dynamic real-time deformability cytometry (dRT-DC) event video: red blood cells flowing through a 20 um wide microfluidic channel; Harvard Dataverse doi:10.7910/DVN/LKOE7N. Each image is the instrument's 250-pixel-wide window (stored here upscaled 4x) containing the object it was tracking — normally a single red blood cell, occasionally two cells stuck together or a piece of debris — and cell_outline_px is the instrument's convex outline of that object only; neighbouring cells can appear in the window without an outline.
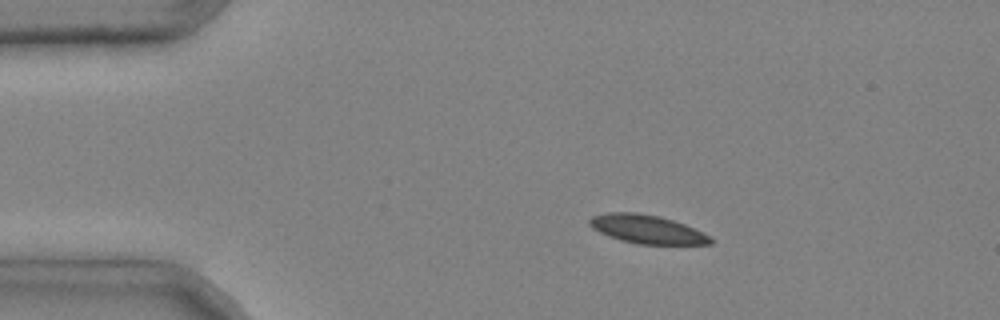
{"species": "common noctule bat (a hibernating species)", "species_latin": "Nyctalus noctula", "temperature_condition": "cold", "stored_images_in_passage": 3, "camera_frame_rate_fps": 3000, "um_per_image_px": 0.085, "animal": {"sex": "male", "body_mass_g": 20.4}, "frame": {"image": 1, "passage_image": 1, "time_ms": 0.0, "image_size_px": [1000, 320], "cell_outline_px": [[716, 240], [712, 244], [636, 244], [620, 240], [608, 236], [592, 228], [588, 224], [588, 220], [592, 216], [608, 212], [636, 212], [660, 216], [684, 224], [712, 236]], "centroid_in_image_um": [55.01, 19.49], "position_along_channel_um": 30.0, "area_um2": 20.35}}
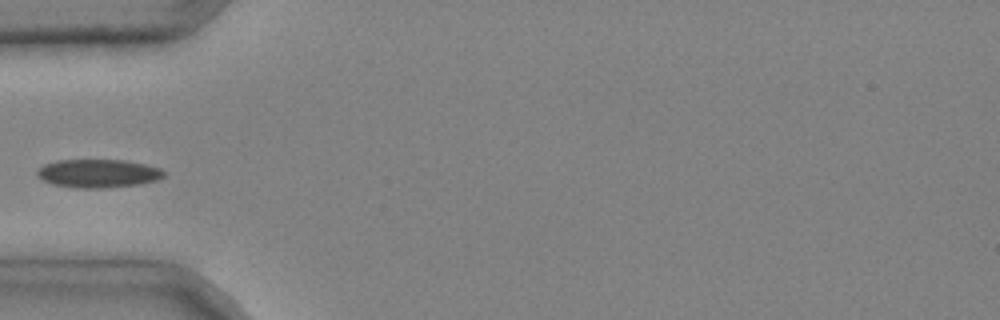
{"frame": {"image": 2, "passage_image": 3, "time_ms": 0.667, "image_size_px": [1000, 320], "cell_outline_px": [[164, 176], [156, 180], [140, 184], [104, 188], [76, 188], [52, 184], [36, 176], [36, 172], [44, 164], [56, 160], [128, 160], [160, 168], [164, 172]], "centroid_in_image_um": [8.33, 14.74], "position_along_channel_um": 76.7, "area_um2": 20.98}}